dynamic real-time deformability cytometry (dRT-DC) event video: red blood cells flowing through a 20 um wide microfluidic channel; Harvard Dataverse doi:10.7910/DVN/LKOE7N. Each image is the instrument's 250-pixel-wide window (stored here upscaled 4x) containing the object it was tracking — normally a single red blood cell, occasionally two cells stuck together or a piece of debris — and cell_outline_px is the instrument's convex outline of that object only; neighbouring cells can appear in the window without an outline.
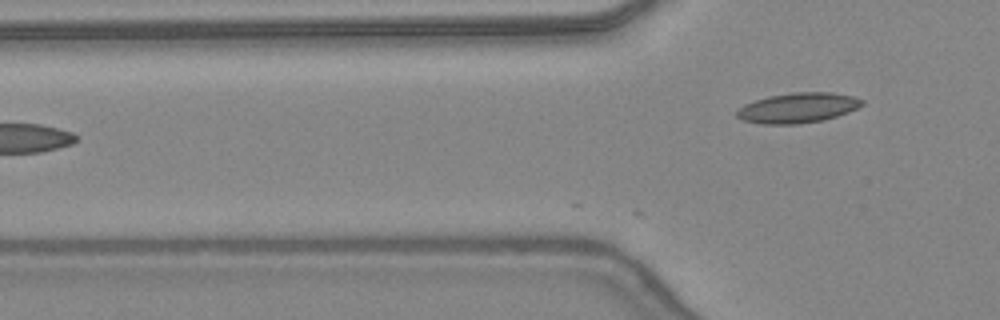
{"species": "common noctule bat (a hibernating species)", "species_latin": "Nyctalus noctula", "temperature_condition": "warm", "stored_images_in_passage": 3, "camera_frame_rate_fps": 3000, "um_per_image_px": 0.085, "animal": {"sex": "female", "body_mass_g": 24.6, "forearm_length_mm": 56.2}, "frame": {"image": 1, "passage_image": 3, "time_ms": 0.667, "image_size_px": [1000, 320], "cell_outline_px": [[864, 104], [848, 112], [824, 120], [796, 124], [764, 124], [744, 120], [736, 116], [736, 112], [744, 104], [768, 96], [796, 92], [832, 92], [852, 96], [864, 100]], "centroid_in_image_um": [67.83, 9.16], "position_along_channel_um": 58.0, "area_um2": 21.79}}